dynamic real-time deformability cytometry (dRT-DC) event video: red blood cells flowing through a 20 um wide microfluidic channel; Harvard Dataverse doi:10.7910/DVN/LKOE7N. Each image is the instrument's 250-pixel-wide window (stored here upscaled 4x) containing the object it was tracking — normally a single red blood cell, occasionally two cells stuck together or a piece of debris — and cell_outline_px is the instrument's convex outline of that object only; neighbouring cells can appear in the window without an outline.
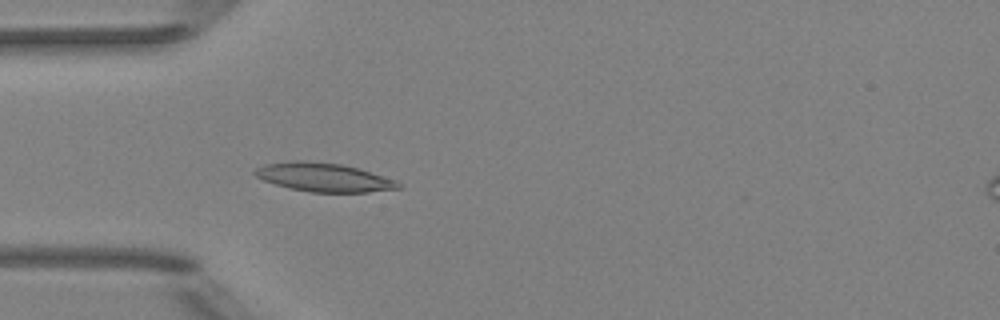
{"species": "Egyptian fruit bat (a non-hibernating species)", "species_latin": "Rousettus aegyptiacus", "temperature_condition": "room temperature", "stored_images_in_passage": 4, "camera_frame_rate_fps": 3000, "um_per_image_px": 0.085, "animal": {"sex": "female"}, "frame": {"image": 1, "passage_image": 4, "time_ms": 3.333, "image_size_px": [1000, 320], "cell_outline_px": [[400, 188], [368, 192], [312, 192], [288, 188], [264, 180], [256, 176], [252, 172], [256, 168], [264, 164], [296, 160], [304, 160], [340, 164], [356, 168], [396, 180], [400, 184]], "centroid_in_image_um": [27.48, 15.07], "position_along_channel_um": 57.5, "area_um2": 23.7}}